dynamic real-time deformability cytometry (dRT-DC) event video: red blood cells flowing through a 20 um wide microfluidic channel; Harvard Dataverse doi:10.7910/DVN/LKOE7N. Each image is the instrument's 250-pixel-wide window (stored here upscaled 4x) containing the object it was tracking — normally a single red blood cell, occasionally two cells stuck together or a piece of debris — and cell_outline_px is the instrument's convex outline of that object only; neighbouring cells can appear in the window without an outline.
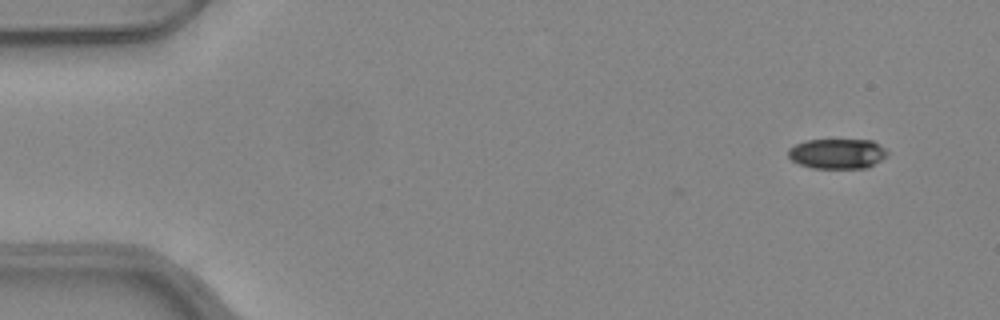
{"species": "common noctule bat (a hibernating species)", "species_latin": "Nyctalus noctula", "temperature_condition": "warm", "stored_images_in_passage": 49, "camera_frame_rate_fps": 3000, "um_per_image_px": 0.085, "animal": {"sex": "female", "body_mass_g": 24.6, "forearm_length_mm": 56.2}, "frame": {"image": 1, "passage_image": 1, "time_ms": 0.0, "image_size_px": [1000, 320], "cell_outline_px": [[888, 156], [868, 168], [812, 168], [800, 164], [792, 160], [788, 156], [788, 148], [796, 144], [808, 140], [872, 140], [884, 148], [888, 152]], "centroid_in_image_um": [71.19, 13.07], "position_along_channel_um": 13.8, "area_um2": 17.4}}
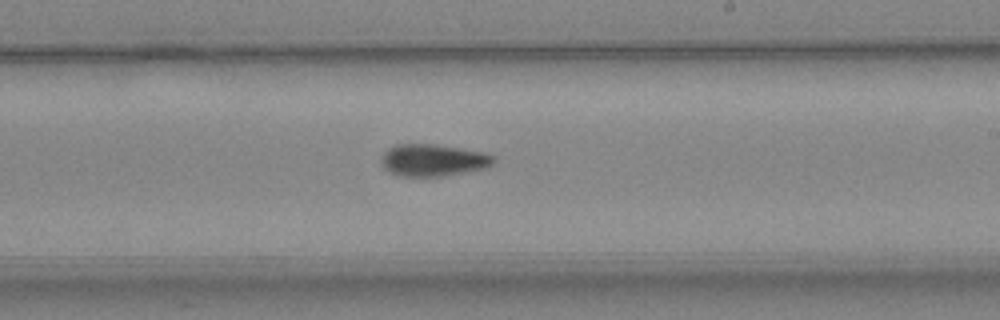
{"frame": {"image": 2, "passage_image": 28, "time_ms": 9.0, "image_size_px": [1000, 320], "cell_outline_px": [[496, 160], [492, 164], [484, 168], [444, 176], [400, 176], [388, 172], [380, 164], [380, 160], [384, 152], [388, 148], [396, 144], [436, 144], [484, 152], [496, 156]], "centroid_in_image_um": [36.79, 13.61], "position_along_channel_um": 252.2, "area_um2": 21.15}}
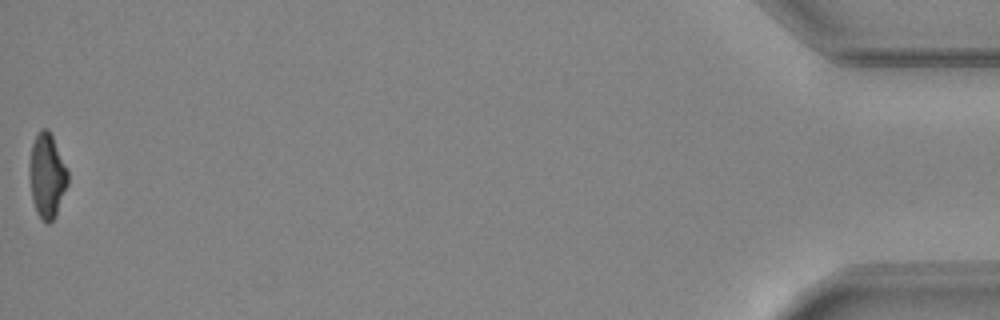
{"frame": {"image": 3, "passage_image": 49, "time_ms": 16.0, "image_size_px": [1000, 320], "cell_outline_px": [[68, 184], [56, 216], [48, 224], [36, 212], [32, 200], [28, 176], [28, 168], [32, 144], [40, 128], [48, 128], [68, 168]], "centroid_in_image_um": [3.99, 14.92], "position_along_channel_um": 431.2, "area_um2": 19.19}, "authors_computed_cell_mechanics": {"area_um2": 19.9988, "velocity_mm_per_s": 4.0111, "shape_relaxation_time_tau1_ms": 6.5857, "shape_relaxation_time_tau2_ms": 10.4619, "deformation_change_tau1": 0.1771, "deformation_change_tau2": 0.2036}}